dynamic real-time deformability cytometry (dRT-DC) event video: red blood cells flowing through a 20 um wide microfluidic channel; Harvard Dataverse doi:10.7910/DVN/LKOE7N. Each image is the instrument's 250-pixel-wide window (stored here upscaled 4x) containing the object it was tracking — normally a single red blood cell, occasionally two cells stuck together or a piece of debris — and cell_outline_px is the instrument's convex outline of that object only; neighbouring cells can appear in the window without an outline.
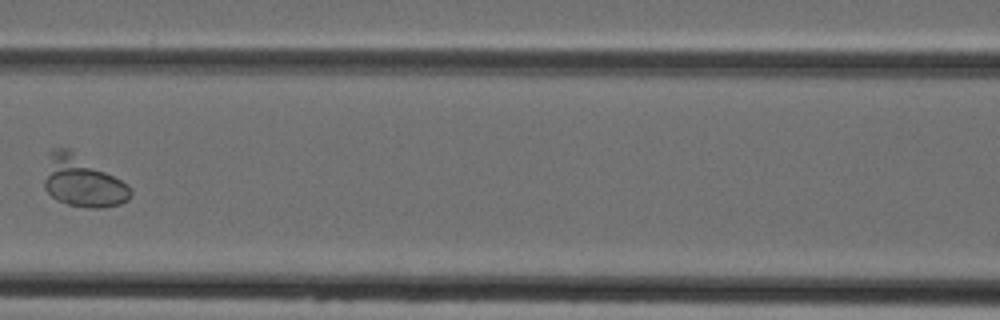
{"species": "Egyptian fruit bat (a non-hibernating species)", "species_latin": "Rousettus aegyptiacus", "temperature_condition": "cold", "stored_images_in_passage": 6, "camera_frame_rate_fps": 3000, "um_per_image_px": 0.085, "animal": {"sex": "female"}, "frame": {"image": 1, "passage_image": 5, "time_ms": 4.667, "image_size_px": [1000, 320], "cell_outline_px": [[132, 196], [128, 200], [120, 204], [100, 208], [92, 208], [68, 204], [56, 200], [44, 188], [44, 180], [52, 148], [68, 148], [128, 184], [132, 192]], "centroid_in_image_um": [7.03, 15.45], "position_along_channel_um": 159.6, "area_um2": 25.26}}
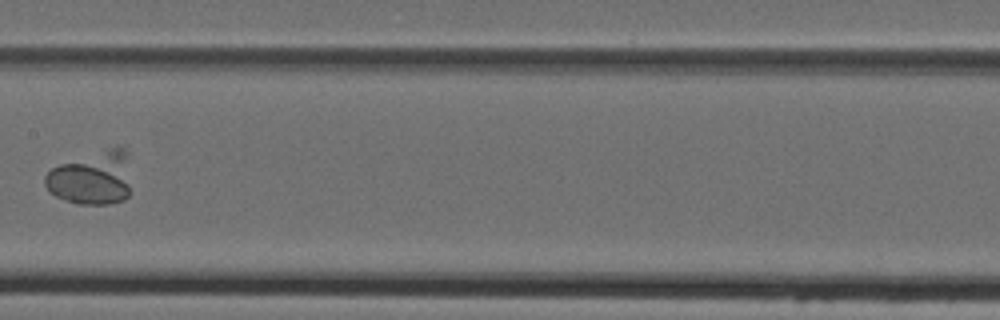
{"frame": {"image": 2, "passage_image": 6, "time_ms": 5.667, "image_size_px": [1000, 320], "cell_outline_px": [[128, 196], [124, 200], [108, 204], [80, 204], [64, 200], [56, 196], [44, 184], [44, 176], [52, 168], [60, 164], [116, 144], [124, 148], [128, 152]], "centroid_in_image_um": [7.82, 15.1], "position_along_channel_um": 199.6, "area_um2": 26.99}}